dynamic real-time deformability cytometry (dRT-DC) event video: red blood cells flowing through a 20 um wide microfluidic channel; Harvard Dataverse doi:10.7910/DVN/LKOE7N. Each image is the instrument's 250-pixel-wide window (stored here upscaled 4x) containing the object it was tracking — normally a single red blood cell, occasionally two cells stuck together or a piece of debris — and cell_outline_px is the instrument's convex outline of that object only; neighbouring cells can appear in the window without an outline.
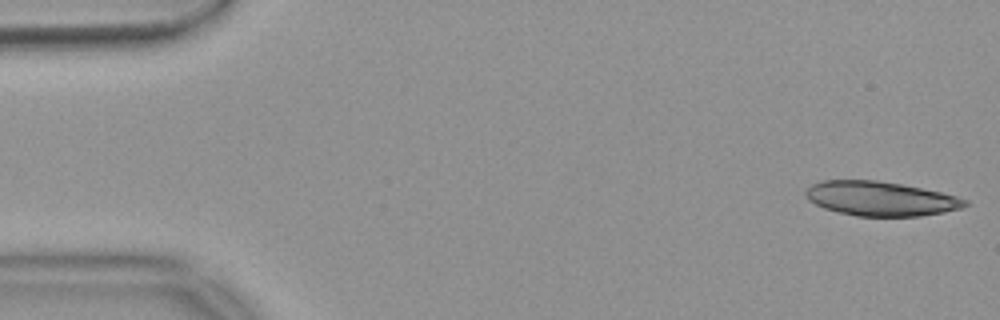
{"species": "common noctule bat (a hibernating species)", "species_latin": "Nyctalus noctula", "temperature_condition": "warm", "stored_images_in_passage": 49, "camera_frame_rate_fps": 3000, "um_per_image_px": 0.085, "animal": {"sex": "female", "body_mass_g": 18.4}, "frame": {"image": 1, "passage_image": 1, "time_ms": 0.0, "image_size_px": [1000, 320], "cell_outline_px": [[968, 204], [960, 208], [944, 212], [920, 216], [856, 216], [824, 208], [808, 200], [804, 192], [812, 184], [824, 180], [876, 180], [900, 184], [940, 192], [956, 196], [968, 200]], "centroid_in_image_um": [74.84, 16.88], "position_along_channel_um": 10.2, "area_um2": 31.67}}
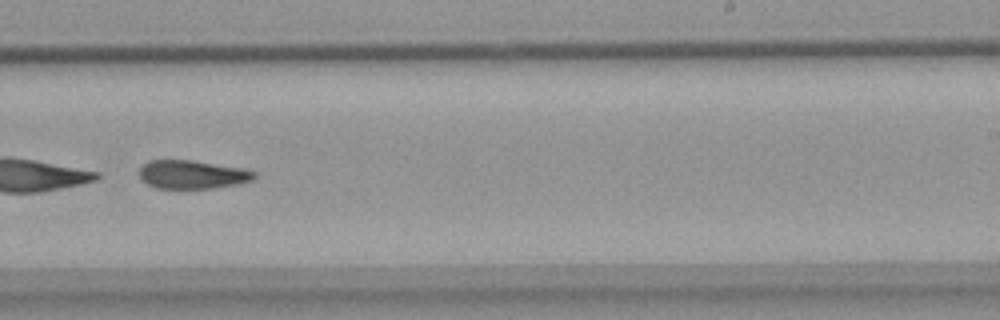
{"frame": {"image": 2, "passage_image": 33, "time_ms": 10.667, "image_size_px": [1000, 320], "cell_outline_px": [[256, 176], [252, 180], [236, 184], [212, 188], [156, 188], [148, 184], [140, 176], [140, 168], [148, 160], [192, 160], [244, 168], [256, 172]], "centroid_in_image_um": [16.36, 14.82], "position_along_channel_um": 272.6, "area_um2": 18.96}}